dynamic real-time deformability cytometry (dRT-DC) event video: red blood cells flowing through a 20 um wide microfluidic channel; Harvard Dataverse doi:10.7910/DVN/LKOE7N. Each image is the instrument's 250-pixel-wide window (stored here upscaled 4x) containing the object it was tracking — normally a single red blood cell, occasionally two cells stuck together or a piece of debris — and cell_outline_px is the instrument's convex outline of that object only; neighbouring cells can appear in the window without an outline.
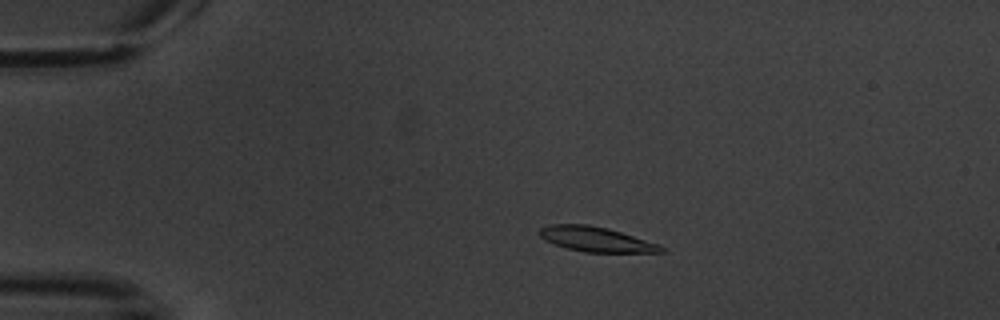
{"species": "common noctule bat (a hibernating species)", "species_latin": "Nyctalus noctula", "temperature_condition": "warm", "stored_images_in_passage": 8, "camera_frame_rate_fps": 3000, "um_per_image_px": 0.085, "animal": {"sex": "male", "body_mass_g": 20.1, "forearm_length_mm": 53.5}, "frame": {"image": 1, "passage_image": 3, "time_ms": 2.333, "image_size_px": [1000, 320], "cell_outline_px": [[668, 248], [664, 252], [584, 252], [568, 248], [544, 240], [536, 232], [540, 228], [548, 224], [588, 224], [608, 228], [660, 244]], "centroid_in_image_um": [50.67, 20.33], "position_along_channel_um": 34.3, "area_um2": 17.74}}
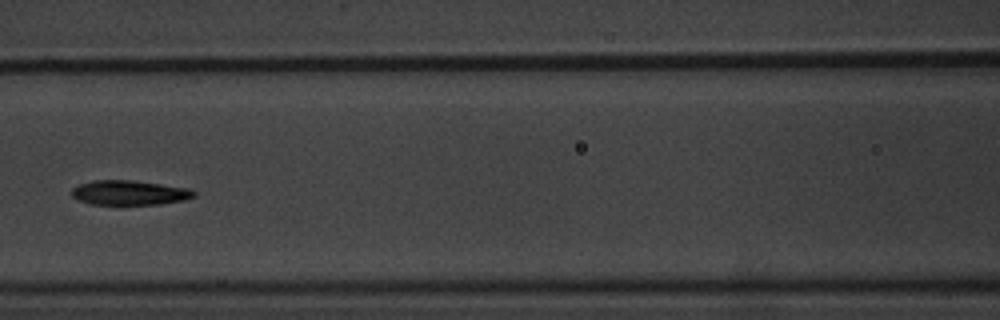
{"frame": {"image": 2, "passage_image": 7, "time_ms": 7.333, "image_size_px": [1000, 320], "cell_outline_px": [[196, 196], [184, 200], [160, 204], [92, 204], [80, 200], [72, 196], [72, 188], [80, 184], [92, 180], [132, 180], [192, 188], [196, 192]], "centroid_in_image_um": [11.05, 16.37], "position_along_channel_um": 155.5, "area_um2": 17.57}}
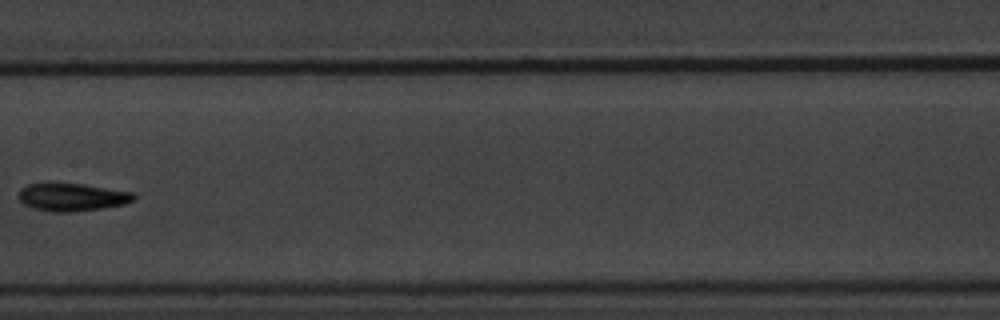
{"frame": {"image": 3, "passage_image": 8, "time_ms": 8.667, "image_size_px": [1000, 320], "cell_outline_px": [[136, 196], [132, 200], [124, 204], [100, 208], [72, 212], [52, 212], [32, 208], [24, 204], [16, 196], [20, 188], [28, 184], [44, 180], [52, 180], [84, 184], [132, 192]], "centroid_in_image_um": [6.0, 16.7], "position_along_channel_um": 201.4, "area_um2": 19.42}}